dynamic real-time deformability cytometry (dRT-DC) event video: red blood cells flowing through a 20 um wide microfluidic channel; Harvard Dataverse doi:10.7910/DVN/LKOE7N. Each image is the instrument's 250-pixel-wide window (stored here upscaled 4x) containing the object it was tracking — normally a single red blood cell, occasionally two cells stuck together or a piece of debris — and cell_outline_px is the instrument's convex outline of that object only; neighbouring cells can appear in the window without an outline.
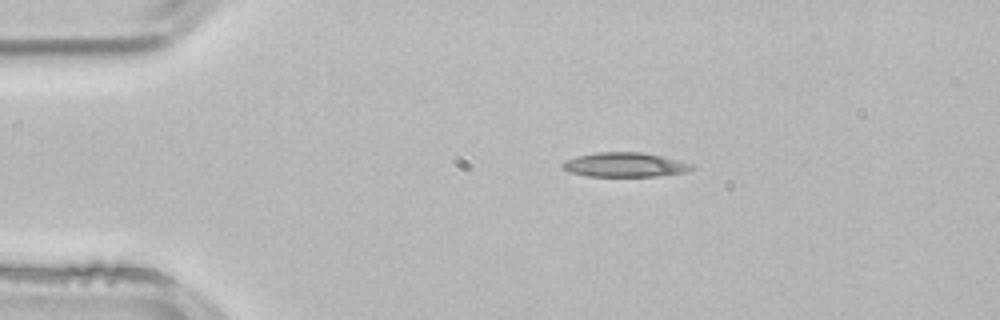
{"species": "common noctule bat (a hibernating species)", "species_latin": "Nyctalus noctula", "temperature_condition": "room temperature", "stored_images_in_passage": 4, "camera_frame_rate_fps": 3000, "um_per_image_px": 0.085, "animal": {"sex": "male", "body_mass_g": 21.5, "forearm_length_mm": 52.0}, "frame": {"image": 1, "passage_image": 4, "time_ms": 1.0, "image_size_px": [1000, 320], "cell_outline_px": [[696, 168], [688, 172], [656, 176], [584, 176], [568, 172], [560, 164], [564, 160], [576, 156], [596, 152], [644, 152], [692, 164]], "centroid_in_image_um": [53.07, 14.01], "position_along_channel_um": 31.9, "area_um2": 18.5}}